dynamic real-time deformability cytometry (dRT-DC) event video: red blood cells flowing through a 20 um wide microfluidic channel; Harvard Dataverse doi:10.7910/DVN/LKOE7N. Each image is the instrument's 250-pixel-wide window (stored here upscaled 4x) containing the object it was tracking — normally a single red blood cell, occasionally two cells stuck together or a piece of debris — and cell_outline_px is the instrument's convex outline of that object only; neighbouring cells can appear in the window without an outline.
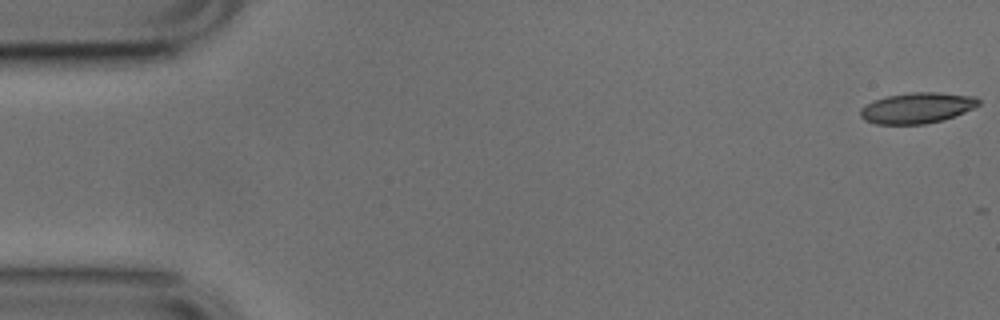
{"species": "common noctule bat (a hibernating species)", "species_latin": "Nyctalus noctula", "temperature_condition": "cold", "stored_images_in_passage": 9, "camera_frame_rate_fps": 3000, "um_per_image_px": 0.085, "animal": {"sex": "male", "body_mass_g": 17.9, "forearm_length_mm": 54.2}, "frame": {"image": 1, "passage_image": 1, "time_ms": 0.0, "image_size_px": [1000, 320], "cell_outline_px": [[980, 104], [964, 112], [940, 120], [924, 124], [876, 124], [864, 120], [860, 116], [860, 108], [872, 100], [888, 96], [912, 92], [940, 92], [976, 96], [980, 100]], "centroid_in_image_um": [77.93, 9.16], "position_along_channel_um": 7.1, "area_um2": 21.15}}